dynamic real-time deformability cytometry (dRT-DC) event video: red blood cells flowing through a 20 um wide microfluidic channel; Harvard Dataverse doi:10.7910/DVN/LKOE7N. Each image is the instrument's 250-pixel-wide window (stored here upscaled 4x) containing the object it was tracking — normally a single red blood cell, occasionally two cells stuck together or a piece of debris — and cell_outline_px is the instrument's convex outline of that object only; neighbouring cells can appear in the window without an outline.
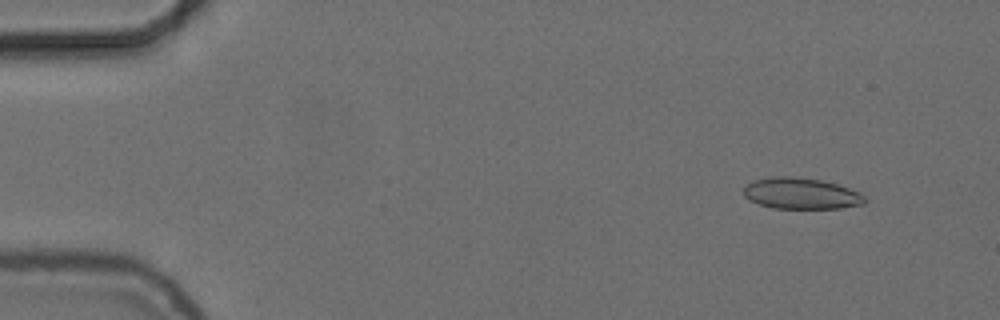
{"species": "common noctule bat (a hibernating species)", "species_latin": "Nyctalus noctula", "temperature_condition": "cold", "stored_images_in_passage": 55, "camera_frame_rate_fps": 3000, "um_per_image_px": 0.085, "animal": {"sex": "female", "body_mass_g": 24.6, "forearm_length_mm": 56.2}, "frame": {"image": 1, "passage_image": 5, "time_ms": 1.333, "image_size_px": [1000, 320], "cell_outline_px": [[868, 200], [864, 204], [840, 208], [772, 208], [748, 200], [744, 196], [744, 188], [752, 180], [772, 176], [792, 176], [820, 180], [836, 184], [860, 192]], "centroid_in_image_um": [68.09, 16.44], "position_along_channel_um": 16.9, "area_um2": 22.08}}
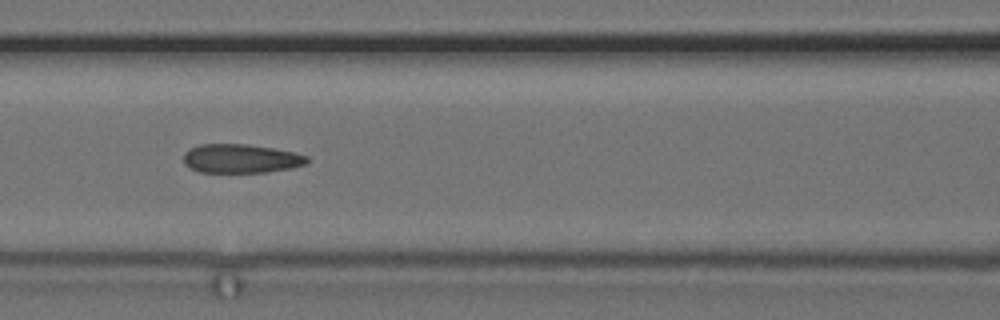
{"frame": {"image": 2, "passage_image": 24, "time_ms": 7.667, "image_size_px": [1000, 320], "cell_outline_px": [[308, 164], [292, 168], [268, 172], [200, 172], [184, 164], [184, 152], [188, 148], [200, 144], [248, 144], [276, 148], [296, 152], [308, 156]], "centroid_in_image_um": [20.51, 13.47], "position_along_channel_um": 146.1, "area_um2": 21.1}}
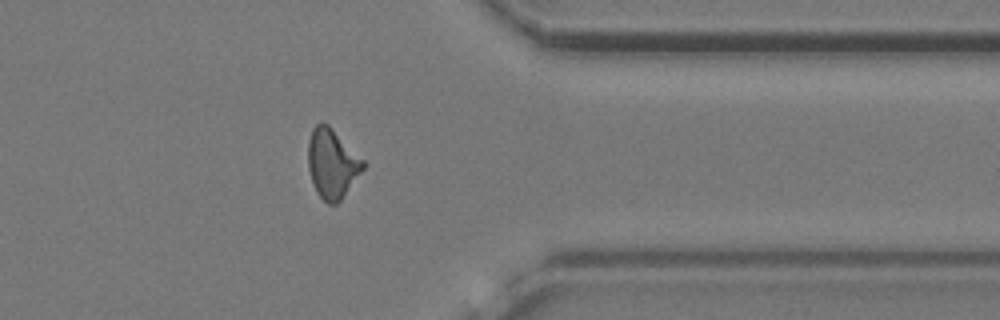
{"frame": {"image": 3, "passage_image": 44, "time_ms": 14.333, "image_size_px": [1000, 320], "cell_outline_px": [[364, 168], [340, 200], [336, 204], [328, 204], [316, 192], [308, 168], [308, 140], [312, 128], [320, 120], [328, 124], [364, 160]], "centroid_in_image_um": [28.2, 13.87], "position_along_channel_um": 383.2, "area_um2": 22.08}, "authors_computed_cell_mechanics": {"area_um2": 21.386, "velocity_mm_per_s": 3.7151, "shape_relaxation_time_tau1_ms": null, "shape_relaxation_time_tau2_ms": 3.0514, "deformation_change_tau1": null, "deformation_change_tau2": 0.0933}}